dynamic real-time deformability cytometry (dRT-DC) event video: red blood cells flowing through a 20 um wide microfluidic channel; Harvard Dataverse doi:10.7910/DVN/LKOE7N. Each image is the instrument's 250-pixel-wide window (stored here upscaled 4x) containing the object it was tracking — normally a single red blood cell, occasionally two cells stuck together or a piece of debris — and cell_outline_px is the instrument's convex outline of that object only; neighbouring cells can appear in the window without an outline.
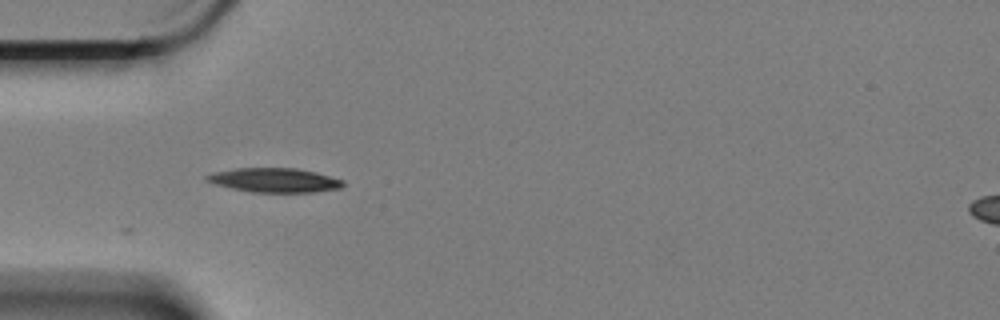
{"species": "Egyptian fruit bat (a non-hibernating species)", "species_latin": "Rousettus aegyptiacus", "temperature_condition": "cold", "stored_images_in_passage": 22, "camera_frame_rate_fps": 3000, "um_per_image_px": 0.085, "animal": {"sex": "female"}, "frame": {"image": 1, "passage_image": 1, "time_ms": 0.0, "image_size_px": [1000, 320], "cell_outline_px": [[344, 184], [340, 188], [316, 192], [252, 192], [232, 188], [216, 184], [204, 180], [204, 176], [212, 172], [236, 168], [296, 168], [316, 172], [344, 180]], "centroid_in_image_um": [23.32, 15.31], "position_along_channel_um": 61.7, "area_um2": 19.31}}
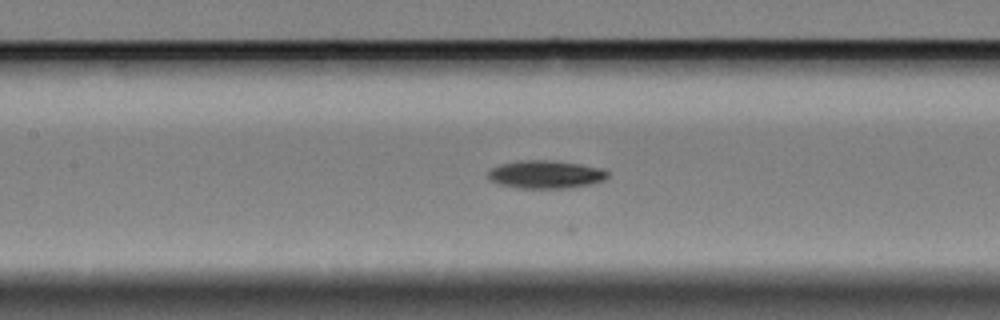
{"frame": {"image": 2, "passage_image": 10, "time_ms": 3.0, "image_size_px": [1000, 320], "cell_outline_px": [[608, 176], [604, 180], [588, 184], [568, 188], [520, 188], [500, 184], [492, 180], [488, 176], [488, 172], [492, 168], [500, 164], [516, 160], [552, 160], [580, 164], [604, 168], [608, 172]], "centroid_in_image_um": [46.4, 14.81], "position_along_channel_um": 161.0, "area_um2": 19.48}}
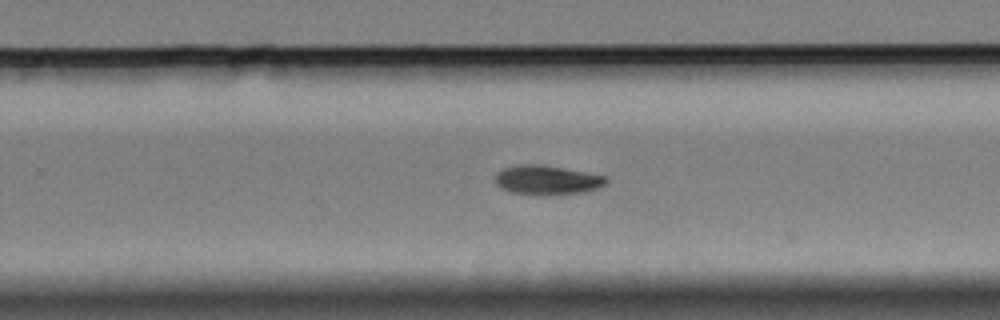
{"frame": {"image": 3, "passage_image": 21, "time_ms": 6.667, "image_size_px": [1000, 320], "cell_outline_px": [[608, 180], [604, 184], [596, 188], [584, 192], [548, 196], [532, 196], [508, 192], [500, 188], [496, 184], [496, 172], [504, 168], [520, 164], [540, 164], [584, 172], [604, 176]], "centroid_in_image_um": [46.42, 15.33], "position_along_channel_um": 283.4, "area_um2": 19.19}}